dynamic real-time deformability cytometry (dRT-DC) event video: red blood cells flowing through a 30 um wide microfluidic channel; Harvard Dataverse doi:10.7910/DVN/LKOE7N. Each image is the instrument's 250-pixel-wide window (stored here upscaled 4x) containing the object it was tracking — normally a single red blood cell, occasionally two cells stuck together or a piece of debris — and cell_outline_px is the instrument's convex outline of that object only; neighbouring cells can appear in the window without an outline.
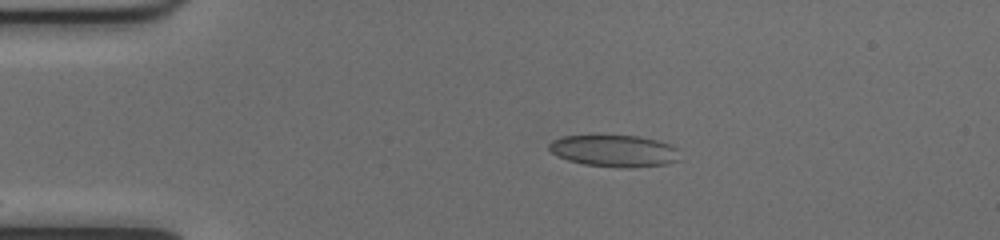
{"species": "common noctule bat (a hibernating species)", "species_latin": "Nyctalus noctula", "temperature_condition": "cold", "stored_images_in_passage": 14, "camera_frame_rate_fps": 3000, "um_per_image_px": 0.085, "animal": {"sex": "female", "body_mass_g": 17.0, "forearm_length_mm": 48.0}, "frame": {"image": 1, "passage_image": 1, "time_ms": 0.0, "image_size_px": [1000, 240], "cell_outline_px": [[680, 160], [664, 164], [632, 168], [628, 168], [584, 164], [568, 160], [556, 156], [548, 148], [548, 144], [552, 140], [564, 136], [640, 136], [656, 140], [668, 144], [676, 148]], "centroid_in_image_um": [52.19, 12.83], "position_along_channel_um": 32.8, "area_um2": 24.04}}
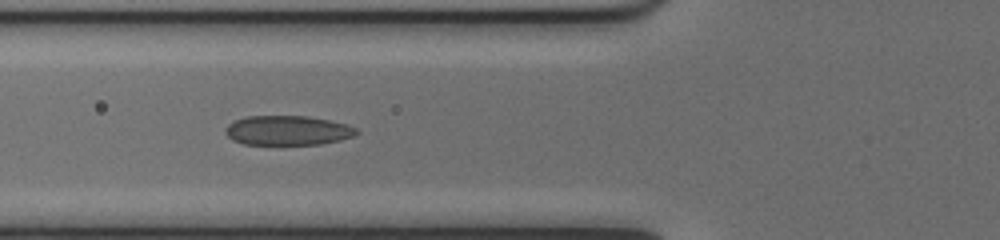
{"frame": {"image": 2, "passage_image": 10, "time_ms": 3.0, "image_size_px": [1000, 240], "cell_outline_px": [[360, 132], [352, 136], [340, 140], [320, 144], [244, 144], [232, 140], [224, 132], [224, 128], [228, 124], [244, 116], [308, 116], [348, 124], [356, 128]], "centroid_in_image_um": [24.43, 11.08], "position_along_channel_um": 101.4, "area_um2": 22.6}}
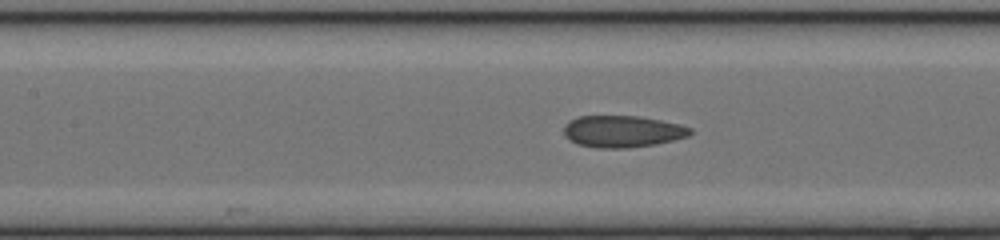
{"frame": {"image": 3, "passage_image": 14, "time_ms": 4.333, "image_size_px": [1000, 240], "cell_outline_px": [[692, 132], [688, 136], [656, 144], [628, 148], [600, 148], [576, 144], [568, 140], [564, 136], [564, 124], [568, 120], [580, 116], [640, 116], [680, 124], [692, 128]], "centroid_in_image_um": [52.87, 11.17], "position_along_channel_um": 154.5, "area_um2": 23.58}}